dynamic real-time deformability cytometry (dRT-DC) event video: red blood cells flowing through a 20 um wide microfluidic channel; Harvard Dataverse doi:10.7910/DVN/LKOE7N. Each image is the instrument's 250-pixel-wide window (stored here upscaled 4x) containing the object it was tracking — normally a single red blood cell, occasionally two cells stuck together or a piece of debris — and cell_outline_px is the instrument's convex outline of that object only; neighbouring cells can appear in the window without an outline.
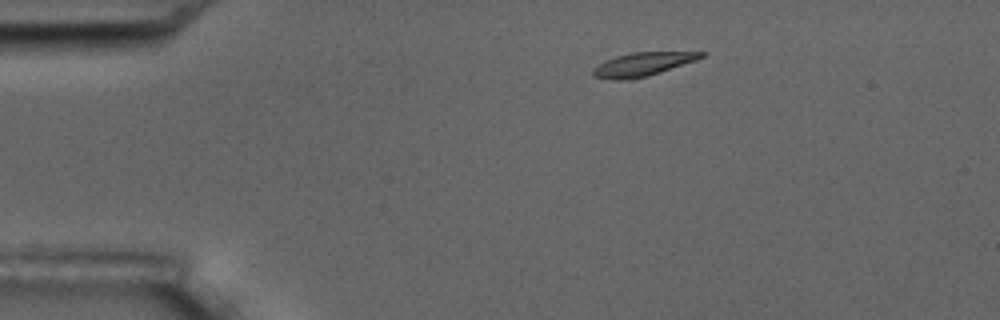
{"species": "common noctule bat (a hibernating species)", "species_latin": "Nyctalus noctula", "temperature_condition": "room temperature", "stored_images_in_passage": 3, "camera_frame_rate_fps": 3000, "um_per_image_px": 0.085, "animal": {"sex": "male", "body_mass_g": 17.5, "forearm_length_mm": 52.3}, "frame": {"image": 1, "passage_image": 1, "time_ms": 0.0, "image_size_px": [1000, 320], "cell_outline_px": [[704, 56], [696, 60], [660, 72], [632, 80], [616, 80], [592, 76], [592, 68], [604, 60], [616, 56], [632, 52], [704, 52]], "centroid_in_image_um": [54.55, 5.47], "position_along_channel_um": 30.4, "area_um2": 14.8}}
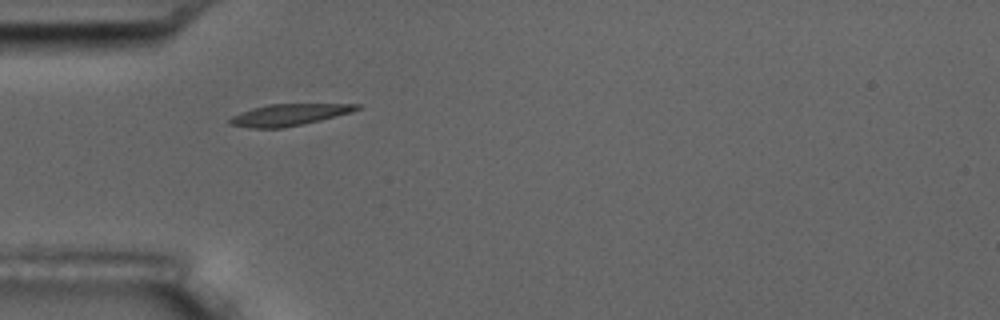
{"frame": {"image": 2, "passage_image": 3, "time_ms": 2.333, "image_size_px": [1000, 320], "cell_outline_px": [[360, 108], [352, 112], [304, 124], [284, 128], [252, 128], [228, 124], [228, 120], [232, 116], [240, 112], [252, 108], [268, 104], [360, 104]], "centroid_in_image_um": [24.53, 9.76], "position_along_channel_um": 60.5, "area_um2": 16.01}}